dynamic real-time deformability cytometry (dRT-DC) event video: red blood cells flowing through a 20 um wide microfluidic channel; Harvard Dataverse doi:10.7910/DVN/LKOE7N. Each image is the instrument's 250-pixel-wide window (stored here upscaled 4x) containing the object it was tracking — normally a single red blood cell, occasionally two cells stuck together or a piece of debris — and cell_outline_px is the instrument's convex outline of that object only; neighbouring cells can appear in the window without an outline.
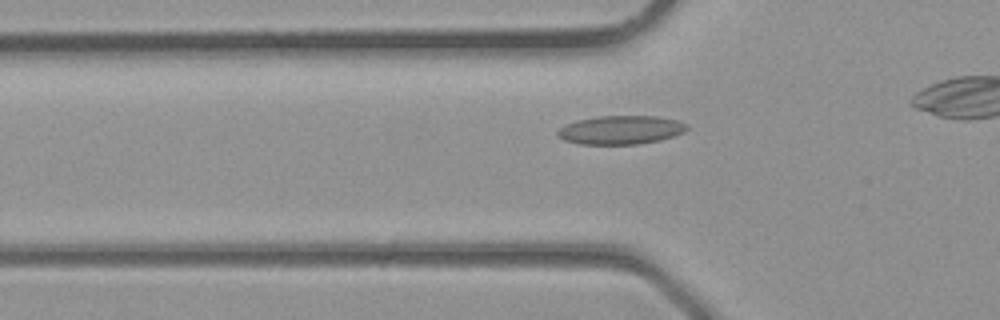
{"species": "common noctule bat (a hibernating species)", "species_latin": "Nyctalus noctula", "temperature_condition": "room temperature", "stored_images_in_passage": 6, "camera_frame_rate_fps": 3000, "um_per_image_px": 0.085, "animal": {"sex": "male", "body_mass_g": 23.1, "forearm_length_mm": 52.7}, "frame": {"image": 1, "passage_image": 4, "time_ms": 1.0, "image_size_px": [1000, 320], "cell_outline_px": [[688, 128], [684, 132], [660, 140], [636, 144], [580, 144], [564, 140], [556, 136], [556, 132], [560, 128], [576, 120], [600, 116], [656, 116], [680, 120], [688, 124]], "centroid_in_image_um": [52.78, 11.04], "position_along_channel_um": 73.0, "area_um2": 21.62}}